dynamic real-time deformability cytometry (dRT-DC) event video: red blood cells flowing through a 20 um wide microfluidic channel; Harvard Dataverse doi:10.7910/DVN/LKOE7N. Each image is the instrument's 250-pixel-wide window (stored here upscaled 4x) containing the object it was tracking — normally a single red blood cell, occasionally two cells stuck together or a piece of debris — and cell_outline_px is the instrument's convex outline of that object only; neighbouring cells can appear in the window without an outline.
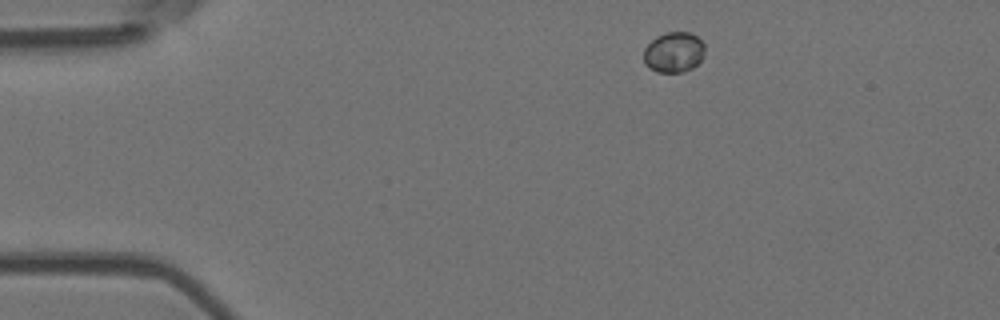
{"species": "Egyptian fruit bat (a non-hibernating species)", "species_latin": "Rousettus aegyptiacus", "temperature_condition": "room temperature", "stored_images_in_passage": 3, "camera_frame_rate_fps": 3000, "um_per_image_px": 0.085, "animal": {"sex": "female"}, "frame": {"image": 1, "passage_image": 1, "time_ms": 0.0, "image_size_px": [1000, 320], "cell_outline_px": [[704, 56], [692, 68], [680, 72], [656, 72], [648, 68], [644, 64], [644, 48], [656, 36], [664, 32], [688, 32], [696, 36], [704, 44]], "centroid_in_image_um": [57.25, 4.44], "position_along_channel_um": 27.8, "area_um2": 14.45}}